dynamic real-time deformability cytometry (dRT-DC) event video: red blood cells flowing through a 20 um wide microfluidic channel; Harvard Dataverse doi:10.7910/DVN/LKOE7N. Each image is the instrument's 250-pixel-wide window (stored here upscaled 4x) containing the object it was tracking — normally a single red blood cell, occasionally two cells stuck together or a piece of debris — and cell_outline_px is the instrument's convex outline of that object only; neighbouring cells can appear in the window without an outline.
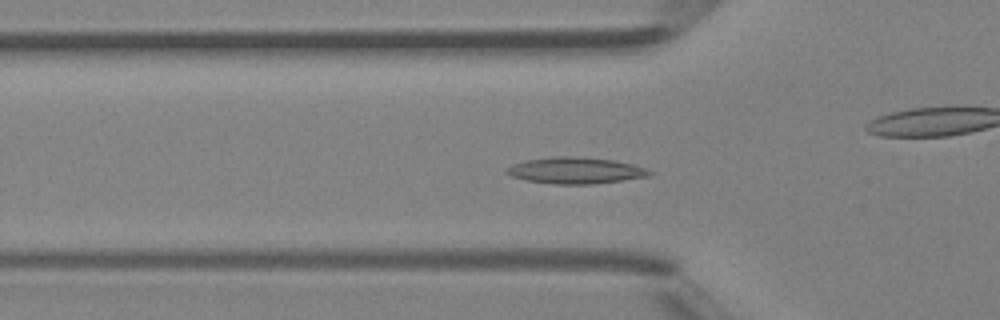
{"species": "Egyptian fruit bat (a non-hibernating species)", "species_latin": "Rousettus aegyptiacus", "temperature_condition": "room temperature", "stored_images_in_passage": 20, "camera_frame_rate_fps": 3000, "um_per_image_px": 0.085, "animal": {"sex": "female"}, "frame": {"image": 1, "passage_image": 12, "time_ms": 3.667, "image_size_px": [1000, 320], "cell_outline_px": [[652, 172], [648, 176], [592, 184], [552, 184], [524, 180], [512, 176], [504, 172], [504, 168], [512, 164], [528, 160], [556, 156], [568, 156], [612, 160], [632, 164], [644, 168]], "centroid_in_image_um": [48.83, 14.5], "position_along_channel_um": 77.0, "area_um2": 21.68}}
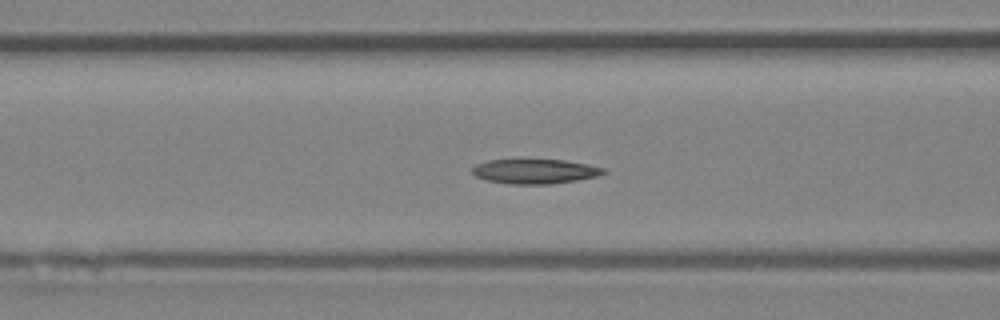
{"frame": {"image": 2, "passage_image": 15, "time_ms": 4.667, "image_size_px": [1000, 320], "cell_outline_px": [[608, 172], [596, 176], [576, 180], [552, 184], [508, 184], [488, 180], [476, 176], [472, 172], [472, 168], [476, 164], [488, 160], [564, 160], [588, 164], [604, 168]], "centroid_in_image_um": [45.48, 14.57], "position_along_channel_um": 121.1, "area_um2": 18.73}}